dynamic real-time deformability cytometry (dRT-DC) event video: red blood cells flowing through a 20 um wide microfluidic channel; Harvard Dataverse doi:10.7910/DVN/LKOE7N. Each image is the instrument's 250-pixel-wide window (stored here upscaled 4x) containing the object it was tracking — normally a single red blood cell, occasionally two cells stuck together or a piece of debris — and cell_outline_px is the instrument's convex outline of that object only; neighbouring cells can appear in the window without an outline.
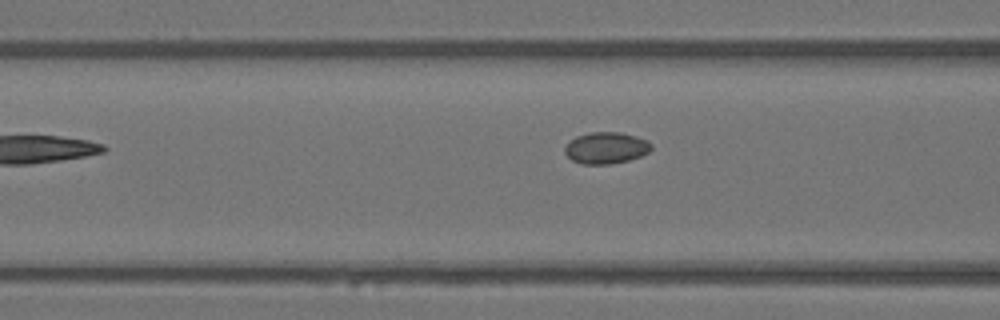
{"species": "Egyptian fruit bat (a non-hibernating species)", "species_latin": "Rousettus aegyptiacus", "temperature_condition": "warm", "stored_images_in_passage": 6, "camera_frame_rate_fps": 3000, "um_per_image_px": 0.085, "animal": {"sex": "female"}, "frame": {"image": 1, "passage_image": 5, "time_ms": 1.333, "image_size_px": [1000, 320], "cell_outline_px": [[652, 148], [648, 152], [640, 156], [628, 160], [612, 164], [580, 164], [572, 160], [564, 152], [564, 148], [576, 136], [592, 132], [620, 132], [636, 136], [648, 140], [652, 144]], "centroid_in_image_um": [51.53, 12.57], "position_along_channel_um": 115.1, "area_um2": 15.9}}
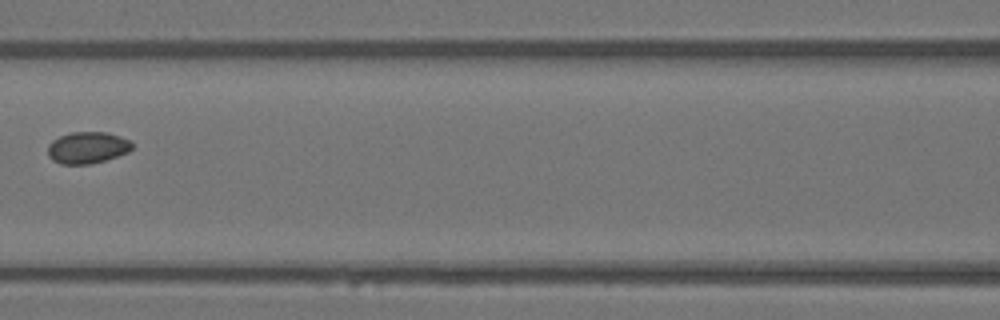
{"frame": {"image": 2, "passage_image": 6, "time_ms": 1.667, "image_size_px": [1000, 320], "cell_outline_px": [[132, 148], [128, 152], [104, 160], [88, 164], [60, 164], [52, 160], [48, 156], [48, 144], [52, 140], [60, 136], [72, 132], [108, 132], [120, 136], [128, 140], [132, 144]], "centroid_in_image_um": [7.4, 12.54], "position_along_channel_um": 159.2, "area_um2": 15.49}}